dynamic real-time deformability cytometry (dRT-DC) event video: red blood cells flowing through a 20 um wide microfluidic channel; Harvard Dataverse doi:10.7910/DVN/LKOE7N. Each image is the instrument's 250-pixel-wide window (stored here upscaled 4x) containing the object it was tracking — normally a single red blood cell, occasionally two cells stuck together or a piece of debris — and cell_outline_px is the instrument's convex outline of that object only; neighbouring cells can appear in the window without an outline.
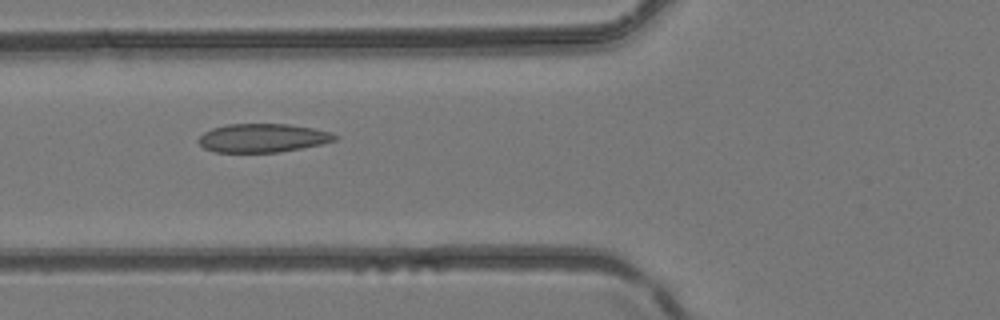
{"species": "common noctule bat (a hibernating species)", "species_latin": "Nyctalus noctula", "temperature_condition": "room temperature", "stored_images_in_passage": 37, "camera_frame_rate_fps": 3000, "um_per_image_px": 0.085, "animal": {"sex": "female", "body_mass_g": 24.6, "forearm_length_mm": 56.2}, "frame": {"image": 1, "passage_image": 11, "time_ms": 3.333, "image_size_px": [1000, 320], "cell_outline_px": [[340, 136], [336, 140], [320, 144], [280, 152], [212, 152], [204, 148], [196, 140], [204, 132], [212, 128], [228, 124], [288, 124], [312, 128], [332, 132]], "centroid_in_image_um": [22.32, 11.73], "position_along_channel_um": 103.5, "area_um2": 22.77}}
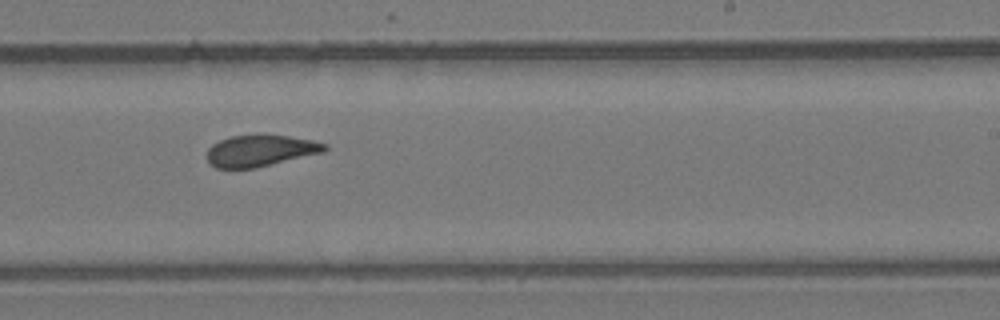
{"frame": {"image": 2, "passage_image": 21, "time_ms": 6.667, "image_size_px": [1000, 320], "cell_outline_px": [[328, 148], [324, 152], [256, 168], [216, 168], [208, 164], [208, 148], [212, 144], [220, 140], [232, 136], [288, 136], [312, 140], [328, 144]], "centroid_in_image_um": [22.14, 12.83], "position_along_channel_um": 266.9, "area_um2": 21.33}}
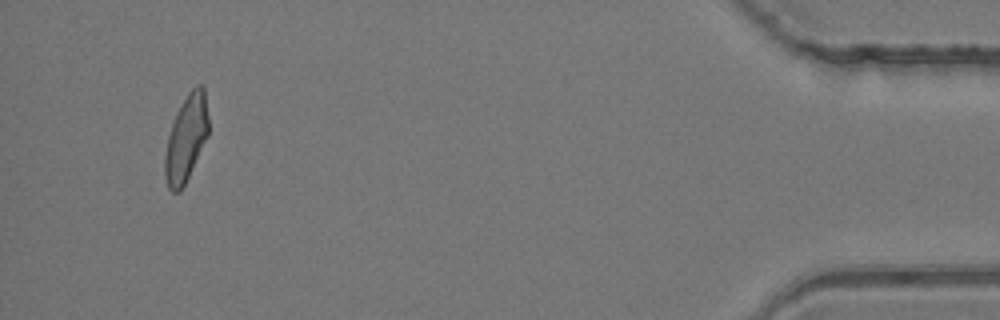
{"frame": {"image": 3, "passage_image": 35, "time_ms": 11.333, "image_size_px": [1000, 320], "cell_outline_px": [[208, 136], [180, 192], [172, 192], [168, 188], [164, 176], [164, 156], [168, 136], [176, 112], [188, 92], [196, 84], [204, 84], [208, 116]], "centroid_in_image_um": [15.82, 11.74], "position_along_channel_um": 419.4, "area_um2": 21.96}}